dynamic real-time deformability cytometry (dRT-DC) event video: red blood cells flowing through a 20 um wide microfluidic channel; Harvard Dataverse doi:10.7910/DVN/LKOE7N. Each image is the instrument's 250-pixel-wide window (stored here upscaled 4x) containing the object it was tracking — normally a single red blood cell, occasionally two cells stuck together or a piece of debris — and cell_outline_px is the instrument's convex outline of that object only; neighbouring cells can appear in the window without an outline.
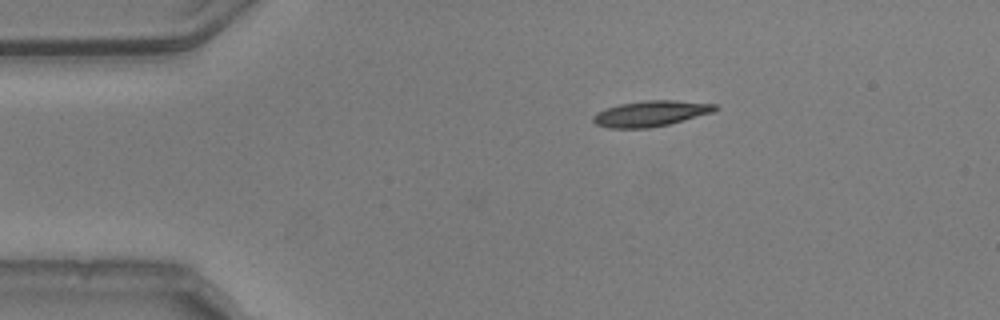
{"species": "common noctule bat (a hibernating species)", "species_latin": "Nyctalus noctula", "temperature_condition": "warm", "stored_images_in_passage": 3, "camera_frame_rate_fps": 3000, "um_per_image_px": 0.085, "animal": {"sex": "male", "body_mass_g": 20.5, "forearm_length_mm": 52.5}, "frame": {"image": 1, "passage_image": 3, "time_ms": 0.667, "image_size_px": [1000, 320], "cell_outline_px": [[720, 108], [712, 112], [668, 124], [648, 128], [608, 128], [596, 124], [592, 120], [592, 116], [596, 112], [620, 104], [644, 100], [672, 100], [716, 104]], "centroid_in_image_um": [55.28, 9.65], "position_along_channel_um": 29.7, "area_um2": 18.09}}